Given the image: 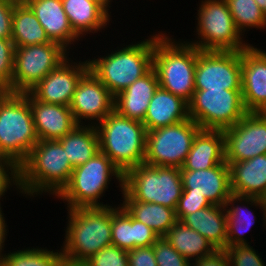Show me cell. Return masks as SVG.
I'll return each instance as SVG.
<instances>
[{
	"mask_svg": "<svg viewBox=\"0 0 266 266\" xmlns=\"http://www.w3.org/2000/svg\"><path fill=\"white\" fill-rule=\"evenodd\" d=\"M128 214L150 227L159 237H164L177 222L175 210L169 207L137 200H121Z\"/></svg>",
	"mask_w": 266,
	"mask_h": 266,
	"instance_id": "30",
	"label": "cell"
},
{
	"mask_svg": "<svg viewBox=\"0 0 266 266\" xmlns=\"http://www.w3.org/2000/svg\"><path fill=\"white\" fill-rule=\"evenodd\" d=\"M158 87L157 74L152 68L115 96L114 110L124 117L143 123L150 100Z\"/></svg>",
	"mask_w": 266,
	"mask_h": 266,
	"instance_id": "23",
	"label": "cell"
},
{
	"mask_svg": "<svg viewBox=\"0 0 266 266\" xmlns=\"http://www.w3.org/2000/svg\"><path fill=\"white\" fill-rule=\"evenodd\" d=\"M187 119L188 102L159 86L150 100L143 124L150 131Z\"/></svg>",
	"mask_w": 266,
	"mask_h": 266,
	"instance_id": "26",
	"label": "cell"
},
{
	"mask_svg": "<svg viewBox=\"0 0 266 266\" xmlns=\"http://www.w3.org/2000/svg\"><path fill=\"white\" fill-rule=\"evenodd\" d=\"M57 42L15 47L12 93H28L69 56Z\"/></svg>",
	"mask_w": 266,
	"mask_h": 266,
	"instance_id": "12",
	"label": "cell"
},
{
	"mask_svg": "<svg viewBox=\"0 0 266 266\" xmlns=\"http://www.w3.org/2000/svg\"><path fill=\"white\" fill-rule=\"evenodd\" d=\"M228 165L233 194L266 198V154Z\"/></svg>",
	"mask_w": 266,
	"mask_h": 266,
	"instance_id": "24",
	"label": "cell"
},
{
	"mask_svg": "<svg viewBox=\"0 0 266 266\" xmlns=\"http://www.w3.org/2000/svg\"><path fill=\"white\" fill-rule=\"evenodd\" d=\"M59 266H88L85 261H74L68 258L62 257Z\"/></svg>",
	"mask_w": 266,
	"mask_h": 266,
	"instance_id": "46",
	"label": "cell"
},
{
	"mask_svg": "<svg viewBox=\"0 0 266 266\" xmlns=\"http://www.w3.org/2000/svg\"><path fill=\"white\" fill-rule=\"evenodd\" d=\"M212 204L204 196L191 194V193H182L177 207L175 209V215L177 221H181L186 215H189L197 210H201Z\"/></svg>",
	"mask_w": 266,
	"mask_h": 266,
	"instance_id": "40",
	"label": "cell"
},
{
	"mask_svg": "<svg viewBox=\"0 0 266 266\" xmlns=\"http://www.w3.org/2000/svg\"><path fill=\"white\" fill-rule=\"evenodd\" d=\"M223 134L227 164L266 154V112H248Z\"/></svg>",
	"mask_w": 266,
	"mask_h": 266,
	"instance_id": "14",
	"label": "cell"
},
{
	"mask_svg": "<svg viewBox=\"0 0 266 266\" xmlns=\"http://www.w3.org/2000/svg\"><path fill=\"white\" fill-rule=\"evenodd\" d=\"M237 201V202H236ZM245 202V203H244ZM236 203H240L239 205ZM258 206L263 211V227L266 228V205L265 201L259 197L241 196L231 194L225 203V209L227 213V241L226 247L234 245H244L251 242H247L244 234L250 230L251 226L255 223L256 215L248 206ZM243 205V206H242ZM247 205V206H246ZM230 206V207H229ZM248 208V209H247Z\"/></svg>",
	"mask_w": 266,
	"mask_h": 266,
	"instance_id": "22",
	"label": "cell"
},
{
	"mask_svg": "<svg viewBox=\"0 0 266 266\" xmlns=\"http://www.w3.org/2000/svg\"><path fill=\"white\" fill-rule=\"evenodd\" d=\"M241 92L247 112H266V51L252 44L241 51Z\"/></svg>",
	"mask_w": 266,
	"mask_h": 266,
	"instance_id": "17",
	"label": "cell"
},
{
	"mask_svg": "<svg viewBox=\"0 0 266 266\" xmlns=\"http://www.w3.org/2000/svg\"><path fill=\"white\" fill-rule=\"evenodd\" d=\"M36 15L51 41L68 51L71 44L80 40L72 30L64 11L62 0H22Z\"/></svg>",
	"mask_w": 266,
	"mask_h": 266,
	"instance_id": "20",
	"label": "cell"
},
{
	"mask_svg": "<svg viewBox=\"0 0 266 266\" xmlns=\"http://www.w3.org/2000/svg\"><path fill=\"white\" fill-rule=\"evenodd\" d=\"M231 266H266L258 251L250 245H234L226 247Z\"/></svg>",
	"mask_w": 266,
	"mask_h": 266,
	"instance_id": "38",
	"label": "cell"
},
{
	"mask_svg": "<svg viewBox=\"0 0 266 266\" xmlns=\"http://www.w3.org/2000/svg\"><path fill=\"white\" fill-rule=\"evenodd\" d=\"M164 237L190 263L216 251L205 237L181 221H177Z\"/></svg>",
	"mask_w": 266,
	"mask_h": 266,
	"instance_id": "31",
	"label": "cell"
},
{
	"mask_svg": "<svg viewBox=\"0 0 266 266\" xmlns=\"http://www.w3.org/2000/svg\"><path fill=\"white\" fill-rule=\"evenodd\" d=\"M12 186L21 193L19 166L10 160L0 159V200Z\"/></svg>",
	"mask_w": 266,
	"mask_h": 266,
	"instance_id": "39",
	"label": "cell"
},
{
	"mask_svg": "<svg viewBox=\"0 0 266 266\" xmlns=\"http://www.w3.org/2000/svg\"><path fill=\"white\" fill-rule=\"evenodd\" d=\"M110 2L112 1L62 0V5L72 30L82 38L109 25Z\"/></svg>",
	"mask_w": 266,
	"mask_h": 266,
	"instance_id": "21",
	"label": "cell"
},
{
	"mask_svg": "<svg viewBox=\"0 0 266 266\" xmlns=\"http://www.w3.org/2000/svg\"><path fill=\"white\" fill-rule=\"evenodd\" d=\"M198 9V40L188 43L203 51H242L250 45L237 30L226 0H202Z\"/></svg>",
	"mask_w": 266,
	"mask_h": 266,
	"instance_id": "9",
	"label": "cell"
},
{
	"mask_svg": "<svg viewBox=\"0 0 266 266\" xmlns=\"http://www.w3.org/2000/svg\"><path fill=\"white\" fill-rule=\"evenodd\" d=\"M85 262L88 266H129L127 250L121 249L114 244L101 249Z\"/></svg>",
	"mask_w": 266,
	"mask_h": 266,
	"instance_id": "37",
	"label": "cell"
},
{
	"mask_svg": "<svg viewBox=\"0 0 266 266\" xmlns=\"http://www.w3.org/2000/svg\"><path fill=\"white\" fill-rule=\"evenodd\" d=\"M191 266H231L225 250H216L208 256L194 260Z\"/></svg>",
	"mask_w": 266,
	"mask_h": 266,
	"instance_id": "44",
	"label": "cell"
},
{
	"mask_svg": "<svg viewBox=\"0 0 266 266\" xmlns=\"http://www.w3.org/2000/svg\"><path fill=\"white\" fill-rule=\"evenodd\" d=\"M29 100L35 131L39 140H59L78 124L69 106L45 103L23 93Z\"/></svg>",
	"mask_w": 266,
	"mask_h": 266,
	"instance_id": "19",
	"label": "cell"
},
{
	"mask_svg": "<svg viewBox=\"0 0 266 266\" xmlns=\"http://www.w3.org/2000/svg\"><path fill=\"white\" fill-rule=\"evenodd\" d=\"M158 238L150 227L134 219V248L153 246Z\"/></svg>",
	"mask_w": 266,
	"mask_h": 266,
	"instance_id": "43",
	"label": "cell"
},
{
	"mask_svg": "<svg viewBox=\"0 0 266 266\" xmlns=\"http://www.w3.org/2000/svg\"><path fill=\"white\" fill-rule=\"evenodd\" d=\"M127 255L129 266H158L153 246L130 249Z\"/></svg>",
	"mask_w": 266,
	"mask_h": 266,
	"instance_id": "42",
	"label": "cell"
},
{
	"mask_svg": "<svg viewBox=\"0 0 266 266\" xmlns=\"http://www.w3.org/2000/svg\"><path fill=\"white\" fill-rule=\"evenodd\" d=\"M174 40L166 32L156 34L153 69L161 88L189 102L195 91L197 48L187 41Z\"/></svg>",
	"mask_w": 266,
	"mask_h": 266,
	"instance_id": "3",
	"label": "cell"
},
{
	"mask_svg": "<svg viewBox=\"0 0 266 266\" xmlns=\"http://www.w3.org/2000/svg\"><path fill=\"white\" fill-rule=\"evenodd\" d=\"M11 40L15 47L52 42L36 15L22 0L13 9Z\"/></svg>",
	"mask_w": 266,
	"mask_h": 266,
	"instance_id": "29",
	"label": "cell"
},
{
	"mask_svg": "<svg viewBox=\"0 0 266 266\" xmlns=\"http://www.w3.org/2000/svg\"><path fill=\"white\" fill-rule=\"evenodd\" d=\"M225 161L223 130L201 129L180 170H204Z\"/></svg>",
	"mask_w": 266,
	"mask_h": 266,
	"instance_id": "25",
	"label": "cell"
},
{
	"mask_svg": "<svg viewBox=\"0 0 266 266\" xmlns=\"http://www.w3.org/2000/svg\"><path fill=\"white\" fill-rule=\"evenodd\" d=\"M38 141L27 97L0 91V159L20 166Z\"/></svg>",
	"mask_w": 266,
	"mask_h": 266,
	"instance_id": "5",
	"label": "cell"
},
{
	"mask_svg": "<svg viewBox=\"0 0 266 266\" xmlns=\"http://www.w3.org/2000/svg\"><path fill=\"white\" fill-rule=\"evenodd\" d=\"M258 6L260 7L261 11L266 16V0H255Z\"/></svg>",
	"mask_w": 266,
	"mask_h": 266,
	"instance_id": "47",
	"label": "cell"
},
{
	"mask_svg": "<svg viewBox=\"0 0 266 266\" xmlns=\"http://www.w3.org/2000/svg\"><path fill=\"white\" fill-rule=\"evenodd\" d=\"M202 128L191 118L147 131L144 163L151 166L181 168Z\"/></svg>",
	"mask_w": 266,
	"mask_h": 266,
	"instance_id": "11",
	"label": "cell"
},
{
	"mask_svg": "<svg viewBox=\"0 0 266 266\" xmlns=\"http://www.w3.org/2000/svg\"><path fill=\"white\" fill-rule=\"evenodd\" d=\"M112 177L117 179L122 192L123 172L99 151L85 164L73 169L69 182L56 198L66 202L67 209L111 206L101 203L100 198L108 189Z\"/></svg>",
	"mask_w": 266,
	"mask_h": 266,
	"instance_id": "6",
	"label": "cell"
},
{
	"mask_svg": "<svg viewBox=\"0 0 266 266\" xmlns=\"http://www.w3.org/2000/svg\"><path fill=\"white\" fill-rule=\"evenodd\" d=\"M73 169L57 140H39L19 166L20 191L30 198L44 192L56 197L69 182Z\"/></svg>",
	"mask_w": 266,
	"mask_h": 266,
	"instance_id": "1",
	"label": "cell"
},
{
	"mask_svg": "<svg viewBox=\"0 0 266 266\" xmlns=\"http://www.w3.org/2000/svg\"><path fill=\"white\" fill-rule=\"evenodd\" d=\"M3 215L2 208H0V261L4 255L2 251L4 252V242L7 236V224L5 223L6 221Z\"/></svg>",
	"mask_w": 266,
	"mask_h": 266,
	"instance_id": "45",
	"label": "cell"
},
{
	"mask_svg": "<svg viewBox=\"0 0 266 266\" xmlns=\"http://www.w3.org/2000/svg\"><path fill=\"white\" fill-rule=\"evenodd\" d=\"M87 123L77 125L70 133L57 140L63 146L73 168L85 164L100 151L96 126Z\"/></svg>",
	"mask_w": 266,
	"mask_h": 266,
	"instance_id": "28",
	"label": "cell"
},
{
	"mask_svg": "<svg viewBox=\"0 0 266 266\" xmlns=\"http://www.w3.org/2000/svg\"><path fill=\"white\" fill-rule=\"evenodd\" d=\"M153 249L158 266H191V263L165 237H159L153 244Z\"/></svg>",
	"mask_w": 266,
	"mask_h": 266,
	"instance_id": "36",
	"label": "cell"
},
{
	"mask_svg": "<svg viewBox=\"0 0 266 266\" xmlns=\"http://www.w3.org/2000/svg\"><path fill=\"white\" fill-rule=\"evenodd\" d=\"M96 126L100 151L123 172L144 163L147 130L143 123L113 110Z\"/></svg>",
	"mask_w": 266,
	"mask_h": 266,
	"instance_id": "7",
	"label": "cell"
},
{
	"mask_svg": "<svg viewBox=\"0 0 266 266\" xmlns=\"http://www.w3.org/2000/svg\"><path fill=\"white\" fill-rule=\"evenodd\" d=\"M237 30L244 36L246 29L266 28V16L255 0H226Z\"/></svg>",
	"mask_w": 266,
	"mask_h": 266,
	"instance_id": "33",
	"label": "cell"
},
{
	"mask_svg": "<svg viewBox=\"0 0 266 266\" xmlns=\"http://www.w3.org/2000/svg\"><path fill=\"white\" fill-rule=\"evenodd\" d=\"M55 251L48 250L46 247L15 250L4 253L0 266H59L63 257L62 250Z\"/></svg>",
	"mask_w": 266,
	"mask_h": 266,
	"instance_id": "32",
	"label": "cell"
},
{
	"mask_svg": "<svg viewBox=\"0 0 266 266\" xmlns=\"http://www.w3.org/2000/svg\"><path fill=\"white\" fill-rule=\"evenodd\" d=\"M88 70V60L76 63L68 57L28 93L34 99L45 103L70 106L76 85Z\"/></svg>",
	"mask_w": 266,
	"mask_h": 266,
	"instance_id": "16",
	"label": "cell"
},
{
	"mask_svg": "<svg viewBox=\"0 0 266 266\" xmlns=\"http://www.w3.org/2000/svg\"><path fill=\"white\" fill-rule=\"evenodd\" d=\"M241 90V51L197 48L195 90Z\"/></svg>",
	"mask_w": 266,
	"mask_h": 266,
	"instance_id": "13",
	"label": "cell"
},
{
	"mask_svg": "<svg viewBox=\"0 0 266 266\" xmlns=\"http://www.w3.org/2000/svg\"><path fill=\"white\" fill-rule=\"evenodd\" d=\"M188 113L202 129L224 130L234 126L248 112L241 90H195Z\"/></svg>",
	"mask_w": 266,
	"mask_h": 266,
	"instance_id": "10",
	"label": "cell"
},
{
	"mask_svg": "<svg viewBox=\"0 0 266 266\" xmlns=\"http://www.w3.org/2000/svg\"><path fill=\"white\" fill-rule=\"evenodd\" d=\"M181 222L200 233L216 250L226 249L227 213L225 206H208L186 215Z\"/></svg>",
	"mask_w": 266,
	"mask_h": 266,
	"instance_id": "27",
	"label": "cell"
},
{
	"mask_svg": "<svg viewBox=\"0 0 266 266\" xmlns=\"http://www.w3.org/2000/svg\"><path fill=\"white\" fill-rule=\"evenodd\" d=\"M14 52L12 40L0 38V91L12 93Z\"/></svg>",
	"mask_w": 266,
	"mask_h": 266,
	"instance_id": "35",
	"label": "cell"
},
{
	"mask_svg": "<svg viewBox=\"0 0 266 266\" xmlns=\"http://www.w3.org/2000/svg\"><path fill=\"white\" fill-rule=\"evenodd\" d=\"M182 193L179 168L142 163L124 173L123 200L156 203L175 210Z\"/></svg>",
	"mask_w": 266,
	"mask_h": 266,
	"instance_id": "8",
	"label": "cell"
},
{
	"mask_svg": "<svg viewBox=\"0 0 266 266\" xmlns=\"http://www.w3.org/2000/svg\"><path fill=\"white\" fill-rule=\"evenodd\" d=\"M68 222L61 246L63 257L86 261L112 244V206L67 209Z\"/></svg>",
	"mask_w": 266,
	"mask_h": 266,
	"instance_id": "4",
	"label": "cell"
},
{
	"mask_svg": "<svg viewBox=\"0 0 266 266\" xmlns=\"http://www.w3.org/2000/svg\"><path fill=\"white\" fill-rule=\"evenodd\" d=\"M20 0H0V38L11 39L13 9Z\"/></svg>",
	"mask_w": 266,
	"mask_h": 266,
	"instance_id": "41",
	"label": "cell"
},
{
	"mask_svg": "<svg viewBox=\"0 0 266 266\" xmlns=\"http://www.w3.org/2000/svg\"><path fill=\"white\" fill-rule=\"evenodd\" d=\"M93 1H112V0H93Z\"/></svg>",
	"mask_w": 266,
	"mask_h": 266,
	"instance_id": "48",
	"label": "cell"
},
{
	"mask_svg": "<svg viewBox=\"0 0 266 266\" xmlns=\"http://www.w3.org/2000/svg\"><path fill=\"white\" fill-rule=\"evenodd\" d=\"M112 244L130 250L134 249V219L119 204L112 206Z\"/></svg>",
	"mask_w": 266,
	"mask_h": 266,
	"instance_id": "34",
	"label": "cell"
},
{
	"mask_svg": "<svg viewBox=\"0 0 266 266\" xmlns=\"http://www.w3.org/2000/svg\"><path fill=\"white\" fill-rule=\"evenodd\" d=\"M156 33L104 56L88 59L89 70L115 97L153 68Z\"/></svg>",
	"mask_w": 266,
	"mask_h": 266,
	"instance_id": "2",
	"label": "cell"
},
{
	"mask_svg": "<svg viewBox=\"0 0 266 266\" xmlns=\"http://www.w3.org/2000/svg\"><path fill=\"white\" fill-rule=\"evenodd\" d=\"M183 193L204 196L212 205L225 206L232 194L230 169L222 164L204 170H180Z\"/></svg>",
	"mask_w": 266,
	"mask_h": 266,
	"instance_id": "18",
	"label": "cell"
},
{
	"mask_svg": "<svg viewBox=\"0 0 266 266\" xmlns=\"http://www.w3.org/2000/svg\"><path fill=\"white\" fill-rule=\"evenodd\" d=\"M114 100L111 92L88 70L78 81L69 107L78 125L90 120L88 125L95 126L114 110Z\"/></svg>",
	"mask_w": 266,
	"mask_h": 266,
	"instance_id": "15",
	"label": "cell"
}]
</instances>
